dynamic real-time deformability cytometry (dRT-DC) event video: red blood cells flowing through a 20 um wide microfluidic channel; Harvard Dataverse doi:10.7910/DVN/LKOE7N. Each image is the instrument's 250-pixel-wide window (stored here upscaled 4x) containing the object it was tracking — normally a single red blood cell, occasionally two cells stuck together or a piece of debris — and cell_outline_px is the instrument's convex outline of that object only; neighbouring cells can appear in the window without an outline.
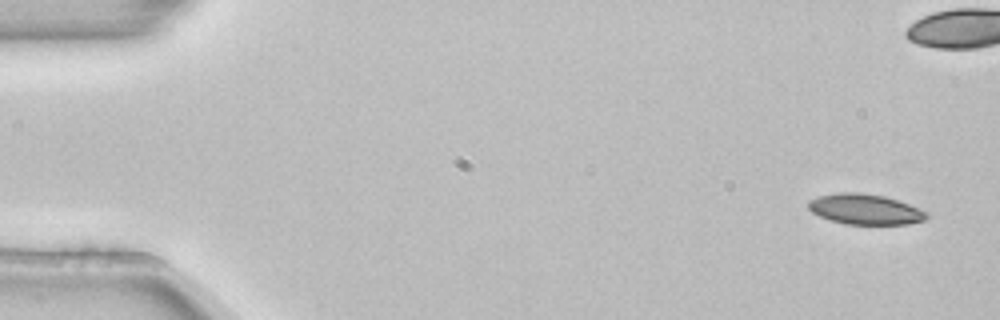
{"species": "common noctule bat (a hibernating species)", "species_latin": "Nyctalus noctula", "temperature_condition": "room temperature", "stored_images_in_passage": 7, "camera_frame_rate_fps": 3000, "um_per_image_px": 0.085, "animal": {"sex": "female", "body_mass_g": 22.7, "forearm_length_mm": 54.2}, "frame": {"image": 1, "passage_image": 1, "time_ms": 0.0, "image_size_px": [1000, 320], "cell_outline_px": [[928, 216], [924, 220], [908, 224], [844, 224], [820, 216], [812, 212], [808, 208], [808, 200], [820, 196], [840, 192], [860, 192], [884, 196], [908, 204], [924, 212]], "centroid_in_image_um": [73.49, 17.78], "position_along_channel_um": 11.5, "area_um2": 20.63}}